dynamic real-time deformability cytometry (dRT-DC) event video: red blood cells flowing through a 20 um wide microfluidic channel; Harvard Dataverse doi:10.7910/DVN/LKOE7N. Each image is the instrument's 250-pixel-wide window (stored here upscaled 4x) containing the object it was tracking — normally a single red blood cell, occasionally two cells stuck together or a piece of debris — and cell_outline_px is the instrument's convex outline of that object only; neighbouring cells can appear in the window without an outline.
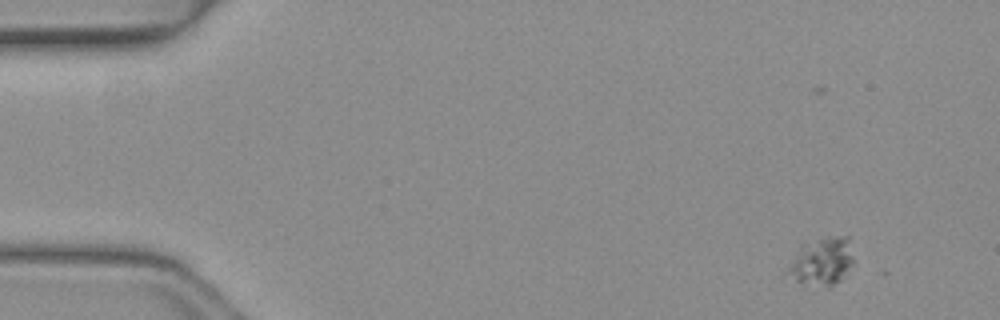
{"species": "common noctule bat (a hibernating species)", "species_latin": "Nyctalus noctula", "temperature_condition": "warm", "stored_images_in_passage": 8, "camera_frame_rate_fps": 3000, "um_per_image_px": 0.085, "animal": {"sex": "female", "body_mass_g": 19.3, "forearm_length_mm": 54.1}, "frame": {"image": 1, "passage_image": 1, "time_ms": 0.0, "image_size_px": [1000, 320], "cell_outline_px": [[852, 264], [844, 276], [840, 280], [828, 288], [796, 280], [784, 272], [784, 268], [800, 244], [820, 236], [848, 236], [852, 256]], "centroid_in_image_um": [69.79, 22.18], "position_along_channel_um": 15.2, "area_um2": 18.73}}